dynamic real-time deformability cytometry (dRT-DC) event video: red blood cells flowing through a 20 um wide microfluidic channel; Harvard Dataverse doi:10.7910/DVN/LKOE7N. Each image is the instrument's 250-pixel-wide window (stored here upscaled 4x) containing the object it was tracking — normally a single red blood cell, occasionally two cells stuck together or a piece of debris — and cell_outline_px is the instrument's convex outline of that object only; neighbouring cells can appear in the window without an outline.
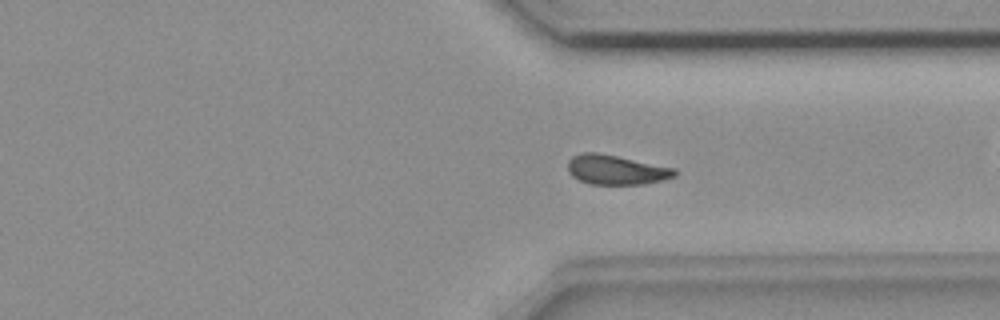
{"species": "common noctule bat (a hibernating species)", "species_latin": "Nyctalus noctula", "temperature_condition": "room temperature", "stored_images_in_passage": 54, "camera_frame_rate_fps": 3000, "um_per_image_px": 0.085, "animal": {"sex": "female", "body_mass_g": 18.4}, "frame": {"image": 1, "passage_image": 39, "time_ms": 12.667, "image_size_px": [1000, 320], "cell_outline_px": [[676, 176], [664, 180], [644, 184], [592, 184], [580, 180], [572, 176], [568, 172], [568, 160], [572, 156], [580, 152], [596, 152], [676, 168]], "centroid_in_image_um": [52.36, 14.43], "position_along_channel_um": 359.0, "area_um2": 18.44}}
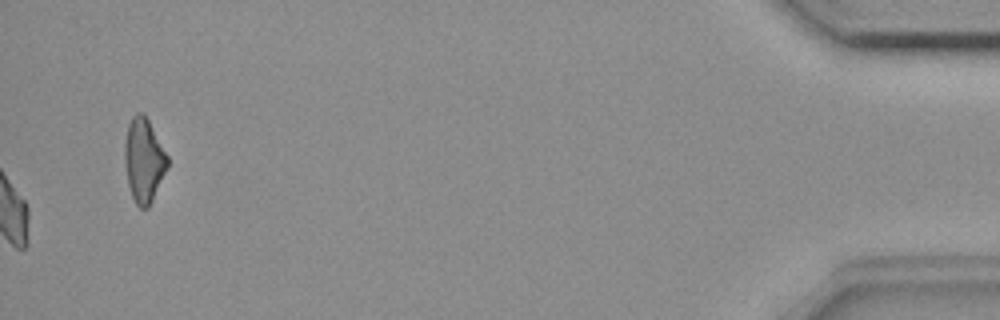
{"frame": {"image": 2, "passage_image": 54, "time_ms": 17.667, "image_size_px": [1000, 320], "cell_outline_px": [[168, 168], [148, 208], [140, 208], [136, 204], [132, 196], [128, 184], [124, 160], [124, 144], [128, 124], [132, 116], [136, 112], [144, 112], [168, 156]], "centroid_in_image_um": [12.22, 13.6], "position_along_channel_um": 423.0, "area_um2": 21.04}, "authors_computed_cell_mechanics": {"area_um2": 18.7561, "velocity_mm_per_s": 3.6411, "shape_relaxation_time_tau1_ms": 7.5129, "shape_relaxation_time_tau2_ms": 9.587, "deformation_change_tau1": 0.1623, "deformation_change_tau2": 0.1364}}